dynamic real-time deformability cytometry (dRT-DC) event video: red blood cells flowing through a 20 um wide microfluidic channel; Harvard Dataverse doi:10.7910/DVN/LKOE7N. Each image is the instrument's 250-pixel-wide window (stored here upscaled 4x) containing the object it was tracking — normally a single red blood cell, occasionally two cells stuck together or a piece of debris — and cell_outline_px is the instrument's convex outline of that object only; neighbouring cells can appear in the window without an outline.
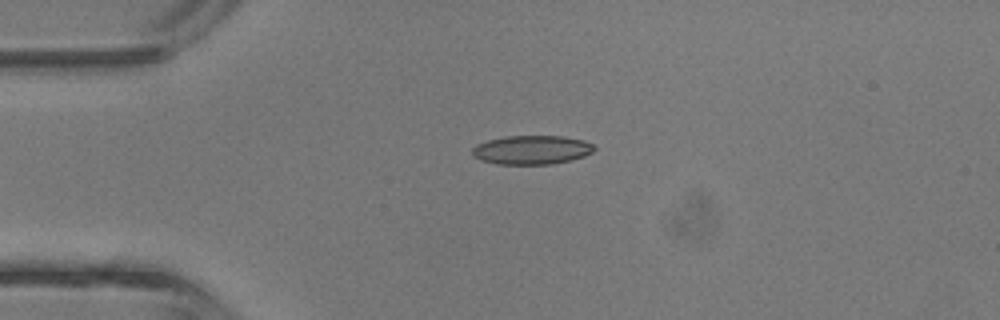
{"species": "common noctule bat (a hibernating species)", "species_latin": "Nyctalus noctula", "temperature_condition": "room temperature", "stored_images_in_passage": 34, "camera_frame_rate_fps": 3000, "um_per_image_px": 0.085, "animal": {"sex": "male", "body_mass_g": 13.3}, "frame": {"image": 1, "passage_image": 1, "time_ms": 0.0, "image_size_px": [1000, 320], "cell_outline_px": [[596, 148], [592, 152], [584, 156], [552, 164], [496, 164], [480, 160], [472, 156], [472, 148], [476, 144], [488, 140], [504, 136], [560, 136], [584, 140], [592, 144]], "centroid_in_image_um": [45.15, 12.74], "position_along_channel_um": 39.8, "area_um2": 20.58}}
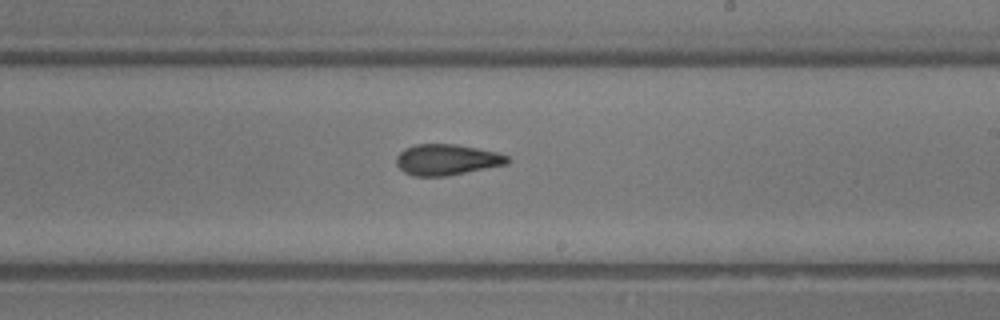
{"frame": {"image": 2, "passage_image": 16, "time_ms": 5.0, "image_size_px": [1000, 320], "cell_outline_px": [[508, 164], [444, 176], [412, 176], [404, 172], [396, 164], [396, 156], [404, 148], [416, 144], [456, 144], [496, 152], [508, 156]], "centroid_in_image_um": [37.93, 13.57], "position_along_channel_um": 251.1, "area_um2": 19.88}}
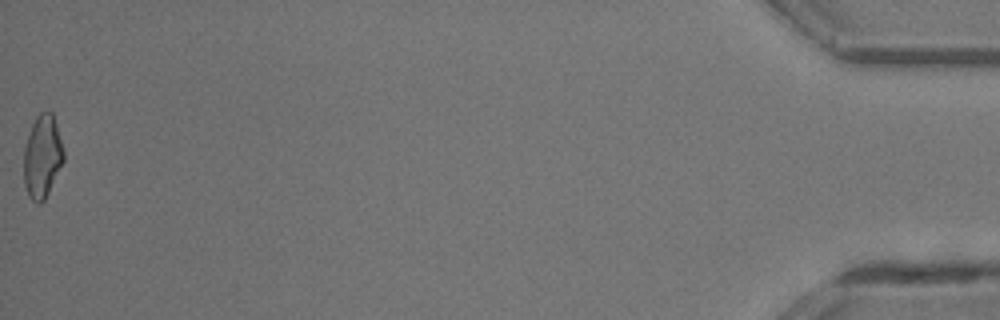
{"frame": {"image": 3, "passage_image": 34, "time_ms": 11.0, "image_size_px": [1000, 320], "cell_outline_px": [[64, 160], [44, 200], [40, 204], [36, 204], [28, 196], [24, 184], [24, 148], [32, 124], [36, 116], [40, 112], [52, 112], [64, 148]], "centroid_in_image_um": [3.59, 13.32], "position_along_channel_um": 431.6, "area_um2": 19.19}, "authors_computed_cell_mechanics": {"area_um2": 19.5364, "velocity_mm_per_s": 4.7656, "shape_relaxation_time_tau1_ms": 5.688, "shape_relaxation_time_tau2_ms": 1.6599, "deformation_change_tau1": 0.1459, "deformation_change_tau2": 0.0847}}